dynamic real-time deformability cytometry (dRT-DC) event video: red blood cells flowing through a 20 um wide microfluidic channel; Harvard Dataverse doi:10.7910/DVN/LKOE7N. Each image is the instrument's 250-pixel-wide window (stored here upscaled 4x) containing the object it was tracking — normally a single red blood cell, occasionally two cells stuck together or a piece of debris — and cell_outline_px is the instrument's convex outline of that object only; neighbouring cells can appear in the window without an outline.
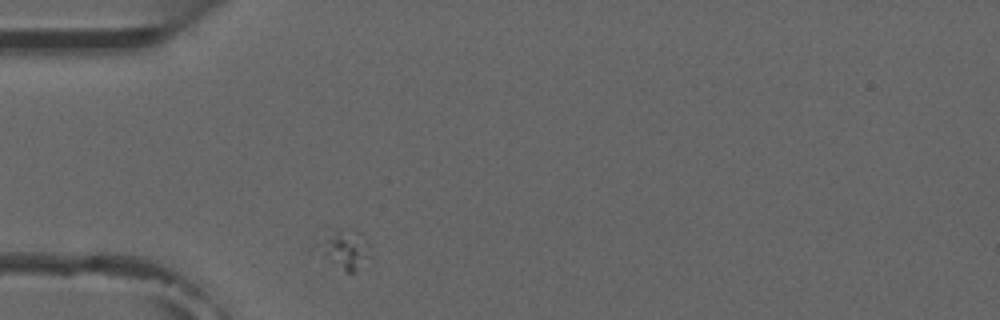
{"species": "common noctule bat (a hibernating species)", "species_latin": "Nyctalus noctula", "temperature_condition": "room temperature", "stored_images_in_passage": 1, "camera_frame_rate_fps": 3000, "um_per_image_px": 0.085, "animal": {"sex": "male", "forearm_length_mm": 52.5}, "frame": {"image": 1, "passage_image": 1, "time_ms": 0.0, "image_size_px": [1000, 320], "cell_outline_px": [[368, 256], [352, 272], [348, 272], [324, 256], [316, 244], [340, 232], [352, 228], [368, 244]], "centroid_in_image_um": [29.34, 21.21], "position_along_channel_um": 55.7, "area_um2": 10.12}}